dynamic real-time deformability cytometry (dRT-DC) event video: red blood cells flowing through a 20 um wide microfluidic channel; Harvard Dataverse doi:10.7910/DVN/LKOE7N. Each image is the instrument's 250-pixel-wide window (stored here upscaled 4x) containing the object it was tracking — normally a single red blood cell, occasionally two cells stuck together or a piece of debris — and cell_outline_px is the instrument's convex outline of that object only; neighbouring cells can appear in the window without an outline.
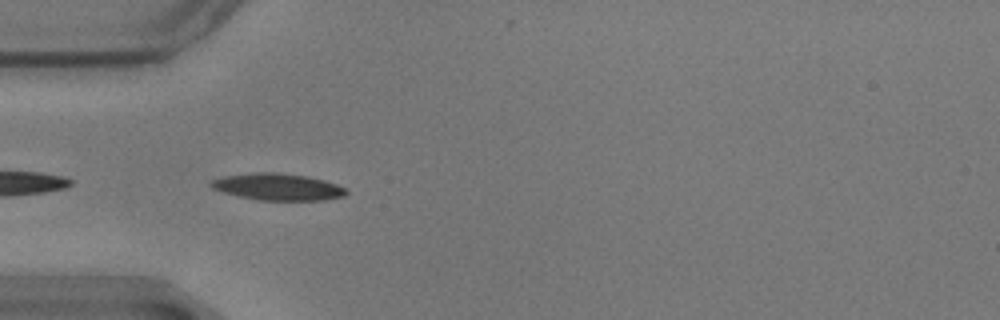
{"species": "common noctule bat (a hibernating species)", "species_latin": "Nyctalus noctula", "temperature_condition": "warm", "stored_images_in_passage": 6, "camera_frame_rate_fps": 3000, "um_per_image_px": 0.085, "animal": {"sex": "male", "body_mass_g": 17.9}, "frame": {"image": 1, "passage_image": 2, "time_ms": 0.333, "image_size_px": [1000, 320], "cell_outline_px": [[348, 192], [344, 196], [324, 200], [256, 200], [224, 192], [212, 188], [208, 184], [212, 180], [224, 176], [256, 172], [276, 172], [304, 176], [324, 180], [336, 184], [344, 188]], "centroid_in_image_um": [23.6, 15.88], "position_along_channel_um": 61.4, "area_um2": 20.92}}